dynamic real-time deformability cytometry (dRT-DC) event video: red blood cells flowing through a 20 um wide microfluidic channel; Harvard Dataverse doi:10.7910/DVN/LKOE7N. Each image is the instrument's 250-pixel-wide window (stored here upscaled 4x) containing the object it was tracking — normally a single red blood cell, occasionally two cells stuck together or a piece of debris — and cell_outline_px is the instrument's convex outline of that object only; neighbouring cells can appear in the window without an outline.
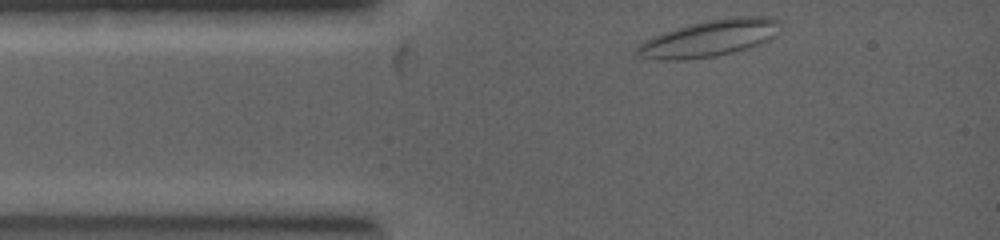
{"species": "common noctule bat (a hibernating species)", "species_latin": "Nyctalus noctula", "temperature_condition": "warm", "stored_images_in_passage": 19, "camera_frame_rate_fps": 5000, "um_per_image_px": 0.085, "animal": {"sex": "female", "body_mass_g": 19.0, "forearm_length_mm": 53.3}, "frame": {"image": 1, "passage_image": 1, "time_ms": 0.0, "image_size_px": [1000, 240], "cell_outline_px": [[780, 20], [776, 36], [768, 40], [748, 48], [716, 56], [668, 60], [660, 60], [640, 56], [636, 52], [636, 48], [640, 44], [652, 36], [664, 32], [708, 20], [740, 16], [768, 16]], "centroid_in_image_um": [60.35, 3.24], "position_along_channel_um": 24.7, "area_um2": 29.94}}
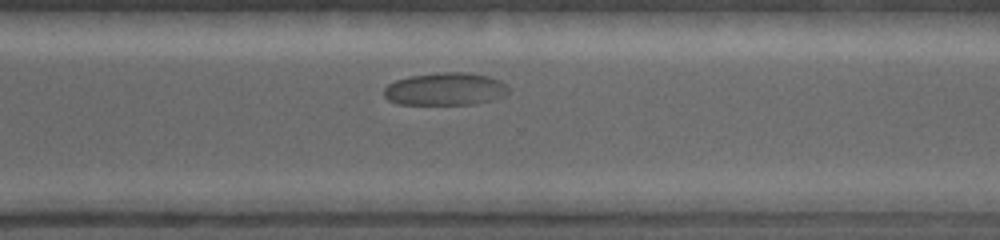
{"frame": {"image": 2, "passage_image": 16, "time_ms": 5.6, "image_size_px": [1000, 240], "cell_outline_px": [[508, 92], [504, 96], [492, 100], [472, 104], [400, 104], [388, 100], [384, 96], [384, 88], [388, 84], [396, 80], [408, 76], [440, 72], [472, 72], [488, 76], [500, 80], [508, 84]], "centroid_in_image_um": [37.87, 7.55], "position_along_channel_um": 332.7, "area_um2": 23.93}}
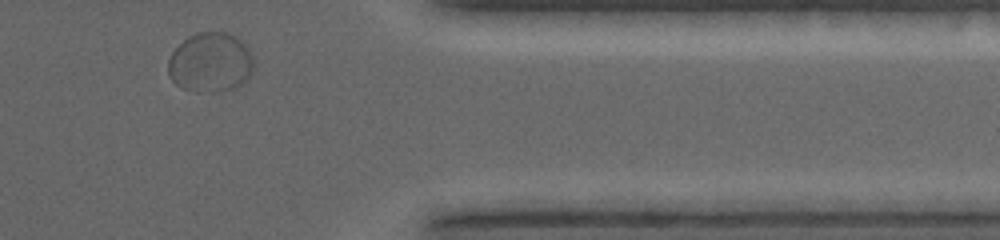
{"frame": {"image": 3, "passage_image": 19, "time_ms": 6.8, "image_size_px": [1000, 240], "cell_outline_px": [[252, 72], [240, 84], [232, 88], [184, 88], [176, 84], [172, 80], [168, 72], [168, 60], [172, 52], [188, 36], [196, 32], [228, 32], [236, 36], [248, 48], [252, 56]], "centroid_in_image_um": [17.87, 5.22], "position_along_channel_um": 393.5, "area_um2": 28.61}}